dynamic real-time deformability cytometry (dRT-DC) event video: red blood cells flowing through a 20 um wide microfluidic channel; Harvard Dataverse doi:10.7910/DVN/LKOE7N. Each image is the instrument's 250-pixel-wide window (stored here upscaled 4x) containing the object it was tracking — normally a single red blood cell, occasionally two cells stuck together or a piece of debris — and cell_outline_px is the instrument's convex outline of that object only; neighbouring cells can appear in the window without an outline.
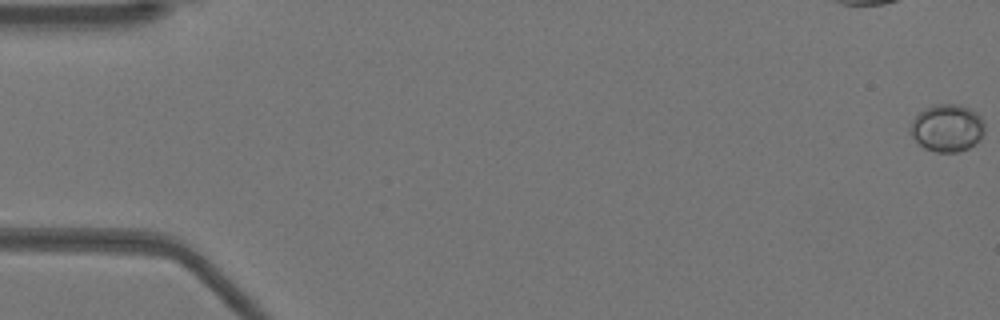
{"species": "Egyptian fruit bat (a non-hibernating species)", "species_latin": "Rousettus aegyptiacus", "temperature_condition": "warm", "stored_images_in_passage": 53, "camera_frame_rate_fps": 3000, "um_per_image_px": 0.085, "animal": {"sex": "female"}, "frame": {"image": 1, "passage_image": 1, "time_ms": 0.0, "image_size_px": [1000, 320], "cell_outline_px": [[984, 136], [980, 140], [968, 148], [956, 152], [936, 152], [924, 148], [908, 132], [912, 120], [924, 108], [936, 104], [960, 104], [976, 112], [984, 120]], "centroid_in_image_um": [80.51, 10.87], "position_along_channel_um": 4.5, "area_um2": 20.69}}
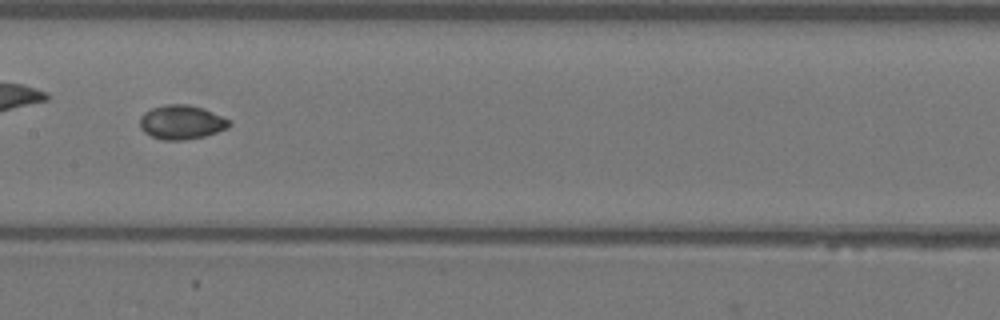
{"frame": {"image": 2, "passage_image": 27, "time_ms": 8.667, "image_size_px": [1000, 320], "cell_outline_px": [[232, 124], [228, 128], [204, 136], [184, 140], [164, 140], [152, 136], [144, 132], [140, 128], [140, 116], [144, 112], [152, 108], [168, 104], [188, 104], [204, 108], [228, 120]], "centroid_in_image_um": [15.41, 10.38], "position_along_channel_um": 192.0, "area_um2": 17.69}}
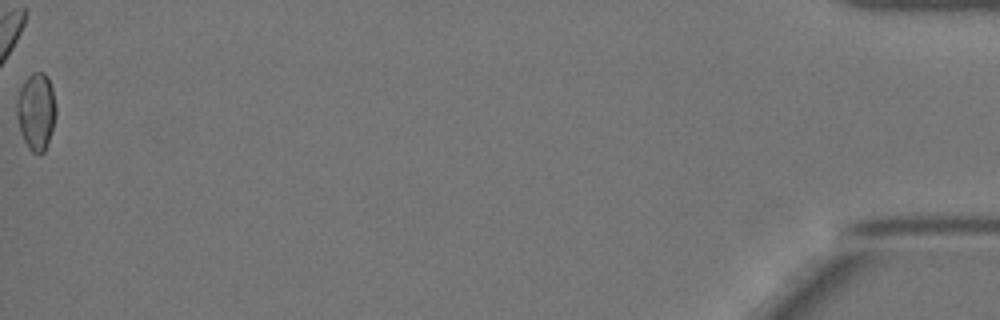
{"frame": {"image": 3, "passage_image": 53, "time_ms": 17.333, "image_size_px": [1000, 320], "cell_outline_px": [[56, 116], [44, 152], [32, 152], [28, 148], [20, 132], [16, 116], [16, 100], [20, 88], [24, 80], [32, 72], [44, 72], [48, 76], [52, 88], [56, 104]], "centroid_in_image_um": [3.06, 9.43], "position_along_channel_um": 432.1, "area_um2": 17.74}, "authors_computed_cell_mechanics": {"area_um2": 17.4556, "velocity_mm_per_s": 3.9551, "shape_relaxation_time_tau1_ms": null, "shape_relaxation_time_tau2_ms": 1.719, "deformation_change_tau1": null, "deformation_change_tau2": 0.0359}}